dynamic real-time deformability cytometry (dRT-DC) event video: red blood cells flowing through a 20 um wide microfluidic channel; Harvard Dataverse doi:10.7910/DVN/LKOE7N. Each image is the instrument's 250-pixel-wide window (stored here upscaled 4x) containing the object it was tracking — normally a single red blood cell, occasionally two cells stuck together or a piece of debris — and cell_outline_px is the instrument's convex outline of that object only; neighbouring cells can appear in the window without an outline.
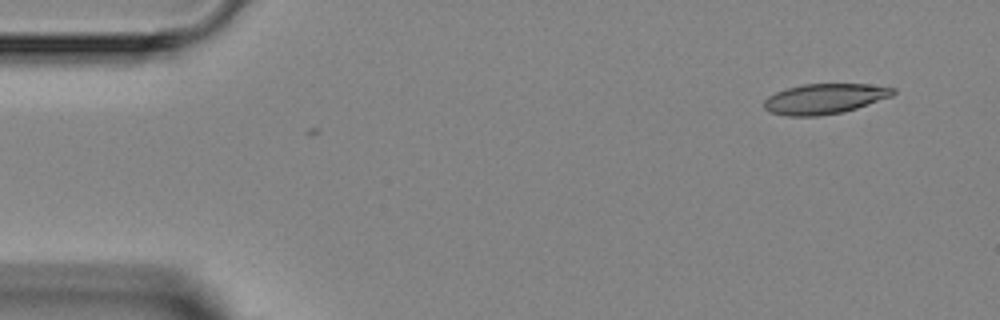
{"species": "Egyptian fruit bat (a non-hibernating species)", "species_latin": "Rousettus aegyptiacus", "temperature_condition": "room temperature", "stored_images_in_passage": 1, "camera_frame_rate_fps": 3000, "um_per_image_px": 0.085, "animal": {"sex": "female"}, "frame": {"image": 1, "passage_image": 1, "time_ms": 0.0, "image_size_px": [1000, 320], "cell_outline_px": [[896, 92], [892, 96], [844, 112], [820, 116], [788, 116], [768, 112], [764, 108], [764, 100], [768, 96], [776, 92], [788, 88], [804, 84], [868, 84], [896, 88]], "centroid_in_image_um": [70.08, 8.4], "position_along_channel_um": 14.9, "area_um2": 22.77}}